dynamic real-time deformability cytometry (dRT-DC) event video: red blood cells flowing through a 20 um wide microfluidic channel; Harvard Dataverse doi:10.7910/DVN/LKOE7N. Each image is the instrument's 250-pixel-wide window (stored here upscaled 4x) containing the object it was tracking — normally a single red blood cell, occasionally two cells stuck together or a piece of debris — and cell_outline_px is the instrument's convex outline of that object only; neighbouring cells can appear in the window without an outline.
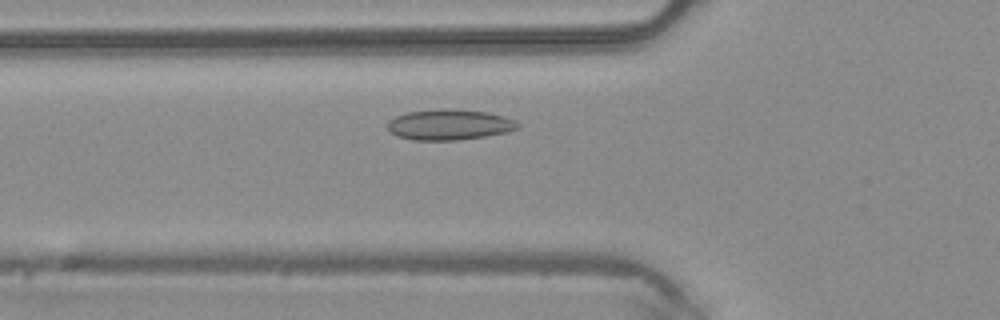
{"species": "common noctule bat (a hibernating species)", "species_latin": "Nyctalus noctula", "temperature_condition": "warm", "stored_images_in_passage": 40, "camera_frame_rate_fps": 3000, "um_per_image_px": 0.085, "animal": {"sex": "male", "body_mass_g": 20.4}, "frame": {"image": 1, "passage_image": 10, "time_ms": 3.0, "image_size_px": [1000, 320], "cell_outline_px": [[520, 128], [508, 132], [484, 136], [456, 140], [412, 140], [396, 136], [388, 128], [388, 120], [396, 116], [408, 112], [448, 108], [488, 112], [516, 120], [520, 124]], "centroid_in_image_um": [38.22, 10.59], "position_along_channel_um": 87.6, "area_um2": 23.24}}
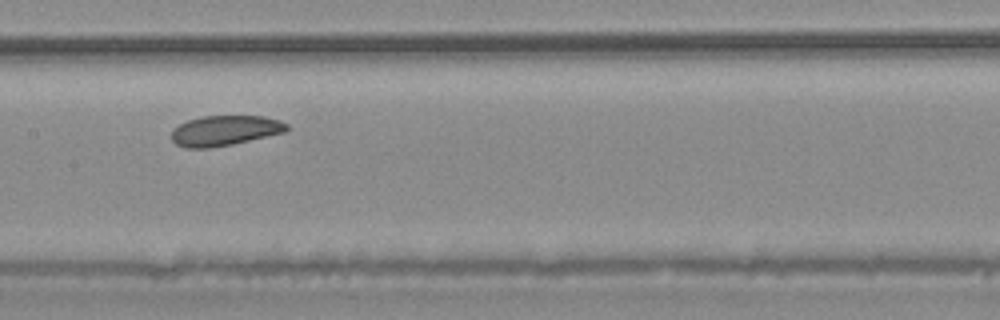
{"frame": {"image": 2, "passage_image": 17, "time_ms": 5.333, "image_size_px": [1000, 320], "cell_outline_px": [[288, 128], [284, 132], [232, 144], [208, 148], [184, 148], [176, 144], [172, 140], [172, 132], [180, 124], [188, 120], [204, 116], [264, 116], [280, 120], [288, 124]], "centroid_in_image_um": [19.11, 11.1], "position_along_channel_um": 188.3, "area_um2": 20.06}}
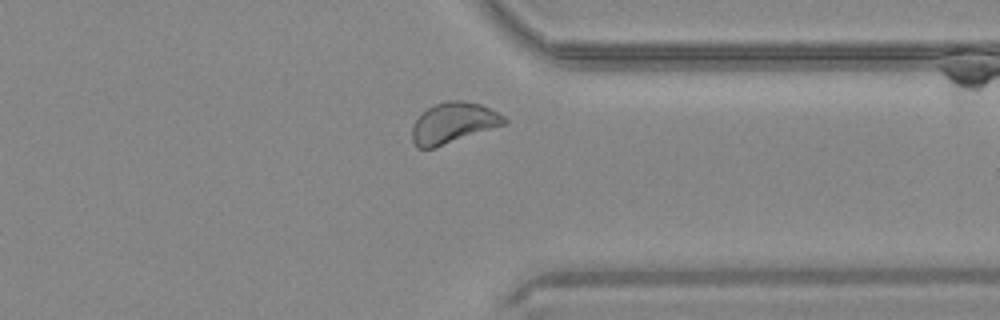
{"frame": {"image": 3, "passage_image": 30, "time_ms": 9.667, "image_size_px": [1000, 320], "cell_outline_px": [[508, 124], [432, 148], [416, 148], [412, 140], [412, 128], [416, 120], [428, 108], [444, 100], [464, 100], [480, 104], [504, 116], [508, 120]], "centroid_in_image_um": [38.55, 10.44], "position_along_channel_um": 372.8, "area_um2": 21.73}}